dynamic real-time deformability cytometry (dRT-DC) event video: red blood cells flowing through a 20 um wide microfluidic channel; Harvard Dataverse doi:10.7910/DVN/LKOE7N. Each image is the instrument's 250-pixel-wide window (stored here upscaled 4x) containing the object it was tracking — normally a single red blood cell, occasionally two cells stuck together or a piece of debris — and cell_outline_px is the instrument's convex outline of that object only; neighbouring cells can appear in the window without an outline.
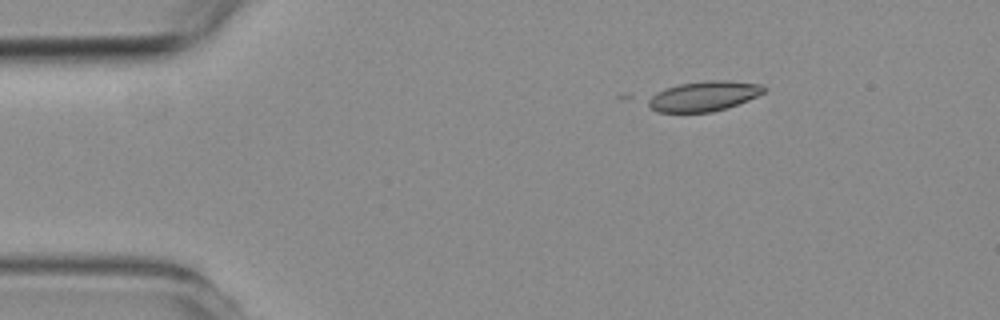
{"species": "common noctule bat (a hibernating species)", "species_latin": "Nyctalus noctula", "temperature_condition": "room temperature", "stored_images_in_passage": 3, "camera_frame_rate_fps": 3000, "um_per_image_px": 0.085, "animal": {"sex": "female", "body_mass_g": 19.3, "forearm_length_mm": 54.1}, "frame": {"image": 1, "passage_image": 1, "time_ms": 0.0, "image_size_px": [1000, 320], "cell_outline_px": [[768, 88], [764, 92], [748, 100], [728, 108], [712, 112], [660, 112], [652, 108], [648, 104], [648, 96], [656, 92], [680, 84], [712, 80], [728, 80], [764, 84]], "centroid_in_image_um": [59.88, 8.17], "position_along_channel_um": 25.1, "area_um2": 20.23}}